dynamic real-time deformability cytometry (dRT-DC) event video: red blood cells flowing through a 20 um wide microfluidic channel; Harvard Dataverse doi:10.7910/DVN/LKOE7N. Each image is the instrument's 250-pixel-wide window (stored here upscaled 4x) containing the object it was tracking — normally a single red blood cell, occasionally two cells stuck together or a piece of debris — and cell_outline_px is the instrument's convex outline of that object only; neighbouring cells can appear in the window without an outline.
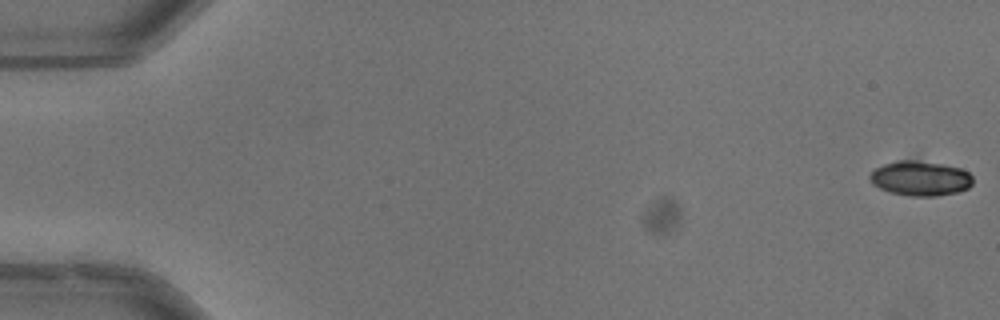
{"species": "common noctule bat (a hibernating species)", "species_latin": "Nyctalus noctula", "temperature_condition": "warm", "stored_images_in_passage": 8, "camera_frame_rate_fps": 3000, "um_per_image_px": 0.085, "animal": {"sex": "male", "body_mass_g": 13.3}, "frame": {"image": 1, "passage_image": 1, "time_ms": 0.0, "image_size_px": [1000, 320], "cell_outline_px": [[972, 184], [968, 188], [956, 192], [936, 196], [908, 196], [892, 192], [880, 188], [872, 184], [868, 176], [876, 168], [884, 164], [896, 160], [920, 160], [960, 168], [968, 172], [972, 176]], "centroid_in_image_um": [78.21, 15.15], "position_along_channel_um": 6.8, "area_um2": 20.81}}